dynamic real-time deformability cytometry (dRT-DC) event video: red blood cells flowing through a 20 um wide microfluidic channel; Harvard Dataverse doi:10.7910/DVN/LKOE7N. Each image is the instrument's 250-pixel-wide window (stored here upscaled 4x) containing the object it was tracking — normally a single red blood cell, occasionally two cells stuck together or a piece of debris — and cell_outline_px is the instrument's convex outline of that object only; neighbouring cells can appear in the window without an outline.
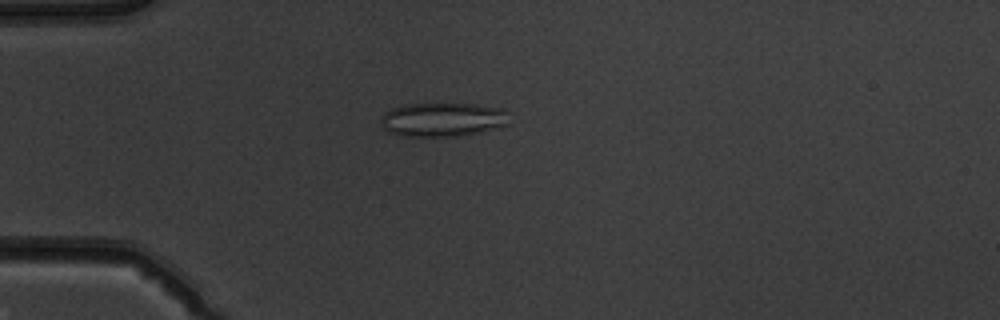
{"species": "common noctule bat (a hibernating species)", "species_latin": "Nyctalus noctula", "temperature_condition": "warm", "stored_images_in_passage": 51, "camera_frame_rate_fps": 3000, "um_per_image_px": 0.085, "animal": {"sex": "male", "body_mass_g": 19.5, "forearm_length_mm": 54.6}, "frame": {"image": 1, "passage_image": 14, "time_ms": 4.333, "image_size_px": [1000, 320], "cell_outline_px": [[508, 124], [480, 132], [456, 136], [400, 136], [388, 132], [384, 128], [380, 120], [384, 112], [392, 108], [404, 104], [476, 104], [504, 108]], "centroid_in_image_um": [37.58, 10.16], "position_along_channel_um": 47.4, "area_um2": 25.32}}
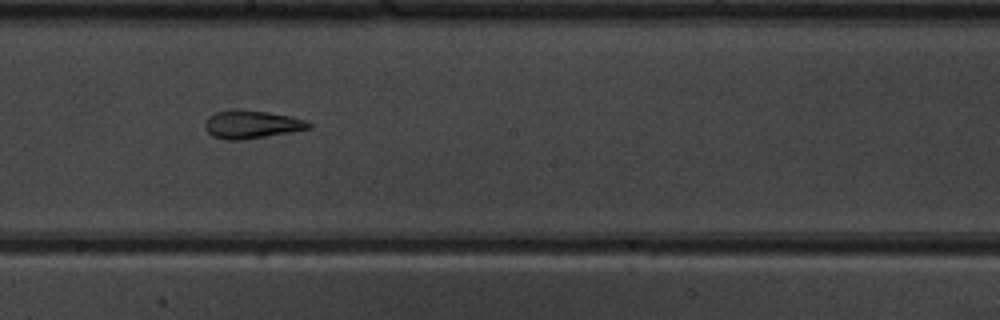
{"frame": {"image": 2, "passage_image": 29, "time_ms": 9.333, "image_size_px": [1000, 320], "cell_outline_px": [[312, 128], [292, 132], [244, 140], [224, 140], [212, 136], [204, 128], [204, 124], [208, 116], [216, 112], [268, 112], [292, 116], [304, 120], [312, 124]], "centroid_in_image_um": [21.42, 10.63], "position_along_channel_um": 226.8, "area_um2": 16.59}}
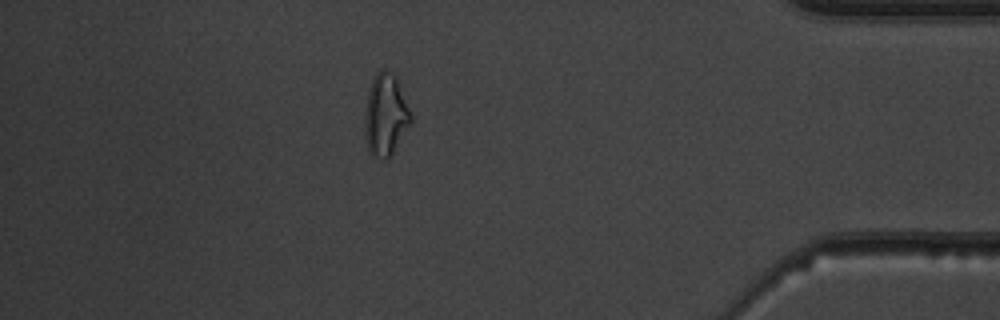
{"frame": {"image": 3, "passage_image": 45, "time_ms": 14.667, "image_size_px": [1000, 320], "cell_outline_px": [[412, 124], [388, 160], [384, 160], [372, 156], [368, 152], [364, 132], [364, 116], [368, 88], [376, 72], [380, 68], [384, 68], [396, 76], [412, 116]], "centroid_in_image_um": [32.76, 9.8], "position_along_channel_um": 402.4, "area_um2": 22.6}, "authors_computed_cell_mechanics": {"area_um2": 20.6924, "velocity_mm_per_s": 3.9648, "shape_relaxation_time_tau1_ms": null, "shape_relaxation_time_tau2_ms": 2.3409, "deformation_change_tau1": null, "deformation_change_tau2": 0.1022}}